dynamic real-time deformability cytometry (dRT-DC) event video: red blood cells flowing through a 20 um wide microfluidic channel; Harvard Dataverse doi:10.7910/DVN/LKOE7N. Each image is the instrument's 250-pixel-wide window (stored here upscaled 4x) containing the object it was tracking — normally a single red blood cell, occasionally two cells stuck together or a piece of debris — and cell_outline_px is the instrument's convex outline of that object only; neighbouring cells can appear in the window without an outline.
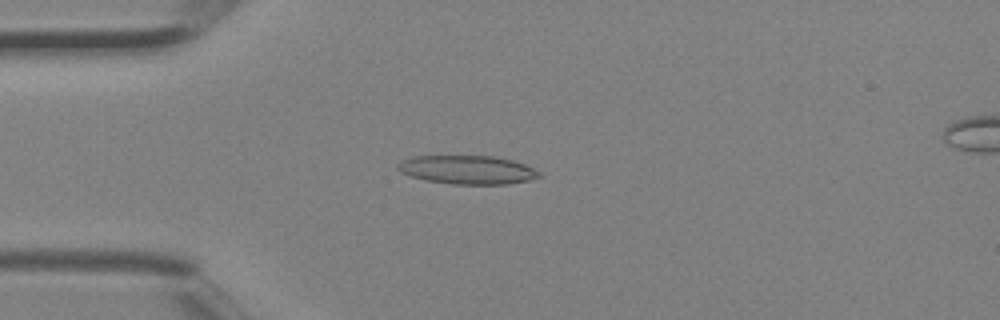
{"species": "Egyptian fruit bat (a non-hibernating species)", "species_latin": "Rousettus aegyptiacus", "temperature_condition": "room temperature", "stored_images_in_passage": 2, "camera_frame_rate_fps": 3000, "um_per_image_px": 0.085, "animal": {"sex": "female"}, "frame": {"image": 1, "passage_image": 2, "time_ms": 0.333, "image_size_px": [1000, 320], "cell_outline_px": [[540, 176], [528, 180], [508, 184], [452, 184], [428, 180], [412, 176], [400, 172], [396, 168], [396, 164], [400, 160], [412, 156], [496, 156], [512, 160], [524, 164], [540, 172]], "centroid_in_image_um": [39.69, 14.42], "position_along_channel_um": 45.3, "area_um2": 23.52}}